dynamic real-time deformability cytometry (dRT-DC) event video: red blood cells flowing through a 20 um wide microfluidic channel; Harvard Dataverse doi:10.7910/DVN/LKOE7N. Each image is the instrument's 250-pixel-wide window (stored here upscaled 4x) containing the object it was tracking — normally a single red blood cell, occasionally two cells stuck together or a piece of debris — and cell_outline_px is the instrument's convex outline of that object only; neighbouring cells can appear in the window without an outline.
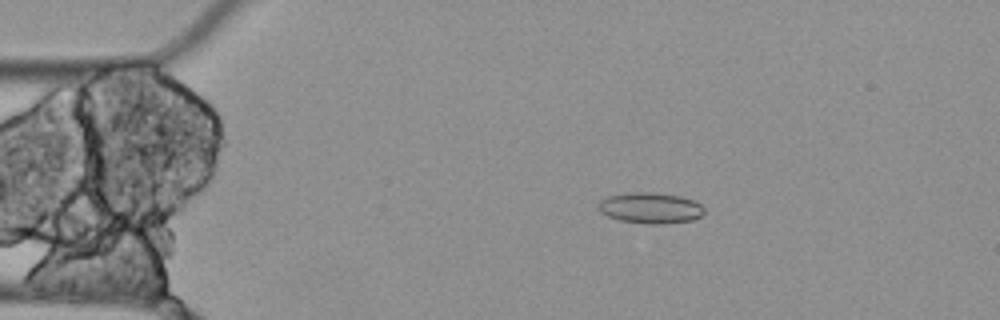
{"species": "Egyptian fruit bat (a non-hibernating species)", "species_latin": "Rousettus aegyptiacus", "temperature_condition": "cold", "stored_images_in_passage": 6, "camera_frame_rate_fps": 3000, "um_per_image_px": 0.085, "animal": {"sex": "female"}, "frame": {"image": 1, "passage_image": 3, "time_ms": 0.667, "image_size_px": [1000, 320], "cell_outline_px": [[704, 212], [700, 216], [692, 220], [660, 224], [652, 224], [620, 220], [608, 216], [600, 212], [596, 208], [596, 204], [600, 200], [608, 196], [628, 192], [652, 192], [680, 196], [692, 200], [700, 204], [704, 208]], "centroid_in_image_um": [55.23, 17.66], "position_along_channel_um": 29.8, "area_um2": 19.07}}
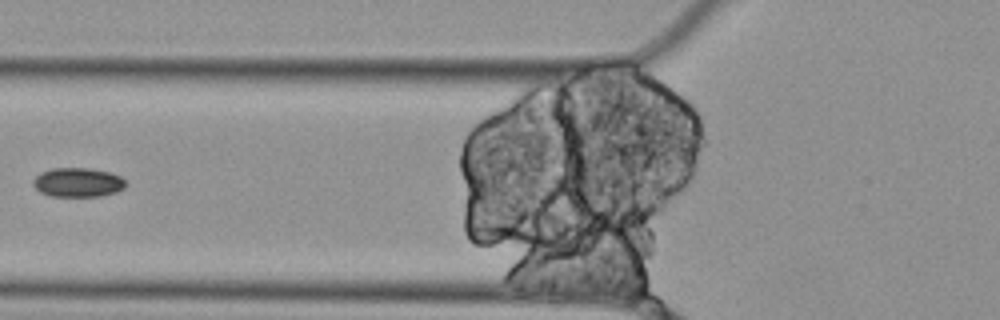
{"frame": {"image": 2, "passage_image": 6, "time_ms": 1.667, "image_size_px": [1000, 320], "cell_outline_px": [[124, 188], [116, 192], [100, 196], [48, 196], [40, 192], [32, 184], [32, 180], [40, 172], [52, 168], [88, 168], [108, 172], [120, 176], [124, 180]], "centroid_in_image_um": [6.57, 15.5], "position_along_channel_um": 119.2, "area_um2": 15.72}}